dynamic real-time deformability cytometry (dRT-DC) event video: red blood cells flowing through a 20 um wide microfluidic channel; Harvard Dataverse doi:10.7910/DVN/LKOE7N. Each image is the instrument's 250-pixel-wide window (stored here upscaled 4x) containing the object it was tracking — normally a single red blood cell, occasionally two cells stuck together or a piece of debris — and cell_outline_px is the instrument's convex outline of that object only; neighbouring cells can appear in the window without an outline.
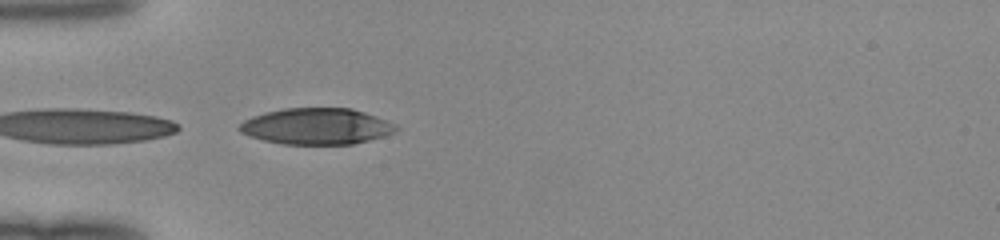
{"species": "human", "species_latin": "Homo sapiens", "temperature_condition": "room temperature", "stored_images_in_passage": 8, "camera_frame_rate_fps": 3000, "um_per_image_px": 0.085, "donor": {"sex": "female"}, "frame": {"image": 1, "passage_image": 8, "time_ms": 2.333, "image_size_px": [1000, 240], "cell_outline_px": [[400, 128], [396, 132], [384, 136], [352, 144], [280, 144], [248, 136], [240, 132], [236, 128], [244, 120], [252, 116], [264, 112], [284, 108], [352, 108], [364, 112], [396, 124]], "centroid_in_image_um": [26.88, 10.73], "position_along_channel_um": 58.1, "area_um2": 33.23}}